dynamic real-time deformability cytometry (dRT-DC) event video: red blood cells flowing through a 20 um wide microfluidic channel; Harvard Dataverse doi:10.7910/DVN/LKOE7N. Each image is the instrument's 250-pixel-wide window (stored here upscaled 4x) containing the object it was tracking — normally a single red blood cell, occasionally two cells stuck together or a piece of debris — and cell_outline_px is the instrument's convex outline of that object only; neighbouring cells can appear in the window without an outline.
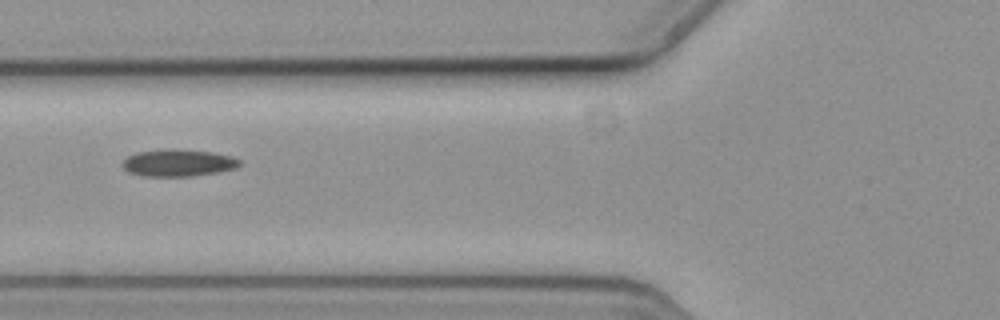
{"species": "common noctule bat (a hibernating species)", "species_latin": "Nyctalus noctula", "temperature_condition": "cold", "stored_images_in_passage": 7, "camera_frame_rate_fps": 3000, "um_per_image_px": 0.085, "animal": {"sex": "female", "body_mass_g": 19.3, "forearm_length_mm": 54.1}, "frame": {"image": 1, "passage_image": 6, "time_ms": 1.667, "image_size_px": [1000, 320], "cell_outline_px": [[240, 164], [236, 168], [220, 172], [192, 176], [144, 176], [128, 172], [120, 164], [128, 156], [136, 152], [164, 148], [176, 148], [212, 152], [232, 156], [240, 160]], "centroid_in_image_um": [15.14, 13.83], "position_along_channel_um": 110.7, "area_um2": 18.79}}
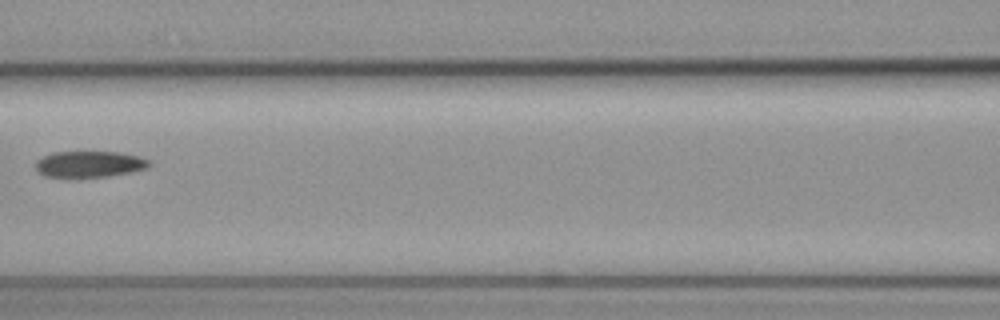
{"frame": {"image": 2, "passage_image": 7, "time_ms": 2.0, "image_size_px": [1000, 320], "cell_outline_px": [[152, 164], [148, 168], [132, 172], [108, 176], [44, 176], [36, 172], [36, 160], [52, 152], [120, 152], [140, 156], [152, 160]], "centroid_in_image_um": [7.66, 13.93], "position_along_channel_um": 158.9, "area_um2": 17.4}}